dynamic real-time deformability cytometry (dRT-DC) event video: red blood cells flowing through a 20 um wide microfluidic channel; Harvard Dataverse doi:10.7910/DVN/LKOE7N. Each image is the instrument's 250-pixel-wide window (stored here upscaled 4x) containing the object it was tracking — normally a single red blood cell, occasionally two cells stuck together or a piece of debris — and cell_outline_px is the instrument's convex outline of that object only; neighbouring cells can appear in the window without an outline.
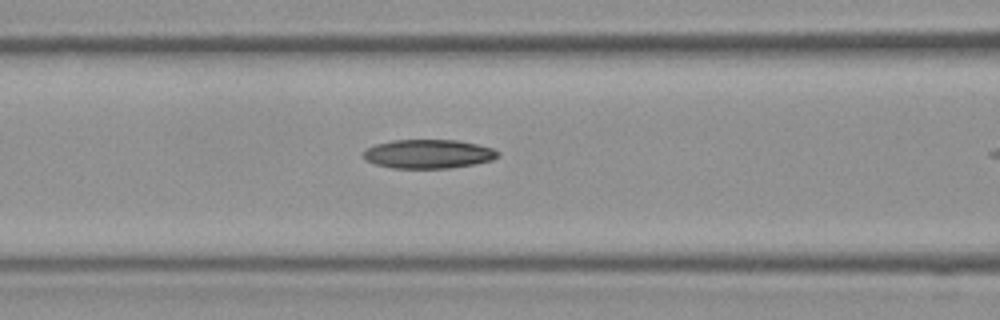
{"species": "Egyptian fruit bat (a non-hibernating species)", "species_latin": "Rousettus aegyptiacus", "temperature_condition": "room temperature", "stored_images_in_passage": 10, "camera_frame_rate_fps": 3000, "um_per_image_px": 0.085, "frame": {"image": 1, "passage_image": 9, "time_ms": 2.667, "image_size_px": [1000, 320], "cell_outline_px": [[500, 156], [492, 160], [476, 164], [452, 168], [392, 168], [376, 164], [364, 160], [364, 148], [376, 144], [392, 140], [456, 140], [476, 144], [492, 148], [500, 152]], "centroid_in_image_um": [36.41, 13.09], "position_along_channel_um": 130.2, "area_um2": 22.83}}